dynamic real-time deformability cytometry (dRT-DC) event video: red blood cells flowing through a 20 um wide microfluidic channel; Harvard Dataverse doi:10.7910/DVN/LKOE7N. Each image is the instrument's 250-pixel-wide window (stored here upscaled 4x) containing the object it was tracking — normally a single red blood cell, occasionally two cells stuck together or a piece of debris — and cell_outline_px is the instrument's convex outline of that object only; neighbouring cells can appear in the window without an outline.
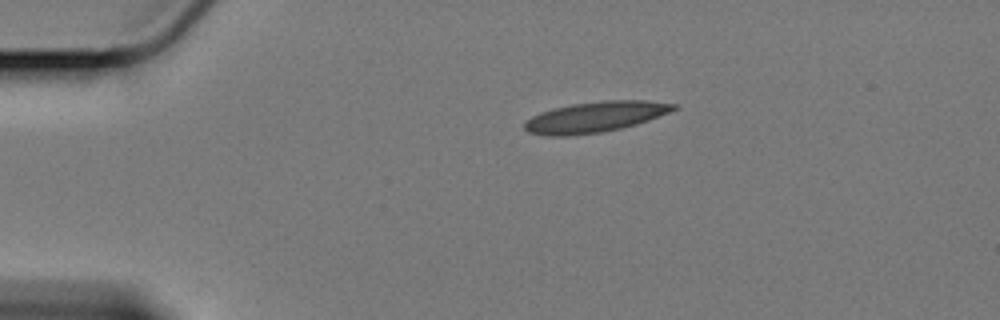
{"species": "Egyptian fruit bat (a non-hibernating species)", "species_latin": "Rousettus aegyptiacus", "temperature_condition": "cold", "stored_images_in_passage": 17, "camera_frame_rate_fps": 3000, "um_per_image_px": 0.085, "animal": {"sex": "female"}, "frame": {"image": 1, "passage_image": 1, "time_ms": 0.0, "image_size_px": [1000, 320], "cell_outline_px": [[680, 108], [648, 120], [636, 124], [620, 128], [600, 132], [568, 136], [548, 136], [528, 132], [524, 128], [524, 124], [532, 116], [540, 112], [552, 108], [572, 104], [604, 100], [648, 100], [676, 104]], "centroid_in_image_um": [50.6, 9.93], "position_along_channel_um": 34.4, "area_um2": 26.59}}
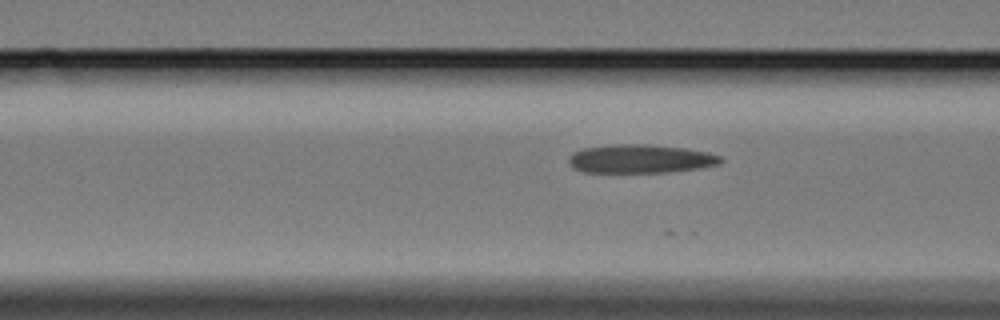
{"frame": {"image": 2, "passage_image": 12, "time_ms": 3.667, "image_size_px": [1000, 320], "cell_outline_px": [[724, 160], [720, 164], [704, 168], [672, 172], [584, 172], [572, 168], [568, 164], [568, 156], [572, 152], [584, 148], [612, 144], [644, 144], [684, 148], [708, 152], [720, 156]], "centroid_in_image_um": [54.43, 13.5], "position_along_channel_um": 112.2, "area_um2": 25.66}}
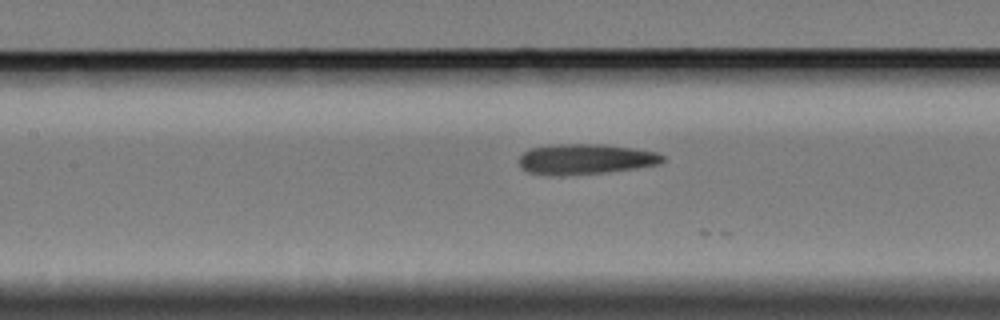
{"frame": {"image": 3, "passage_image": 16, "time_ms": 5.0, "image_size_px": [1000, 320], "cell_outline_px": [[664, 160], [660, 164], [636, 168], [608, 172], [564, 176], [552, 176], [528, 172], [520, 168], [520, 156], [524, 152], [532, 148], [560, 144], [604, 144], [632, 148], [656, 152], [664, 156]], "centroid_in_image_um": [49.76, 13.54], "position_along_channel_um": 157.6, "area_um2": 25.55}}